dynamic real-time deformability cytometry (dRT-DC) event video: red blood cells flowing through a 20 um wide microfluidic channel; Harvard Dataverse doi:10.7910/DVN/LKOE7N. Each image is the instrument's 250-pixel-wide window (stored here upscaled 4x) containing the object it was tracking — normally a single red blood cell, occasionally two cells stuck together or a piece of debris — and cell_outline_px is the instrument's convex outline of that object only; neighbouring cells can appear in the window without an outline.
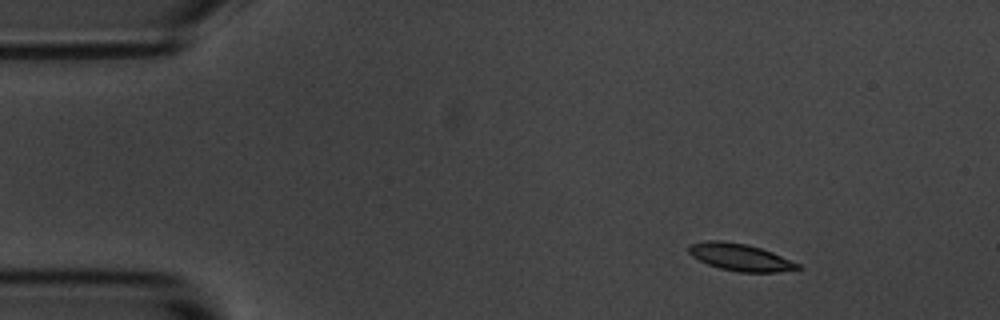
{"species": "common noctule bat (a hibernating species)", "species_latin": "Nyctalus noctula", "temperature_condition": "room temperature", "stored_images_in_passage": 4, "camera_frame_rate_fps": 3000, "um_per_image_px": 0.085, "animal": {"sex": "male", "body_mass_g": 20.1, "forearm_length_mm": 53.5}, "frame": {"image": 1, "passage_image": 2, "time_ms": 1.0, "image_size_px": [1000, 320], "cell_outline_px": [[800, 268], [776, 272], [740, 272], [720, 268], [708, 264], [692, 256], [688, 252], [688, 244], [708, 240], [720, 240], [748, 244], [772, 252], [800, 264]], "centroid_in_image_um": [62.88, 21.85], "position_along_channel_um": 22.1, "area_um2": 17.11}}